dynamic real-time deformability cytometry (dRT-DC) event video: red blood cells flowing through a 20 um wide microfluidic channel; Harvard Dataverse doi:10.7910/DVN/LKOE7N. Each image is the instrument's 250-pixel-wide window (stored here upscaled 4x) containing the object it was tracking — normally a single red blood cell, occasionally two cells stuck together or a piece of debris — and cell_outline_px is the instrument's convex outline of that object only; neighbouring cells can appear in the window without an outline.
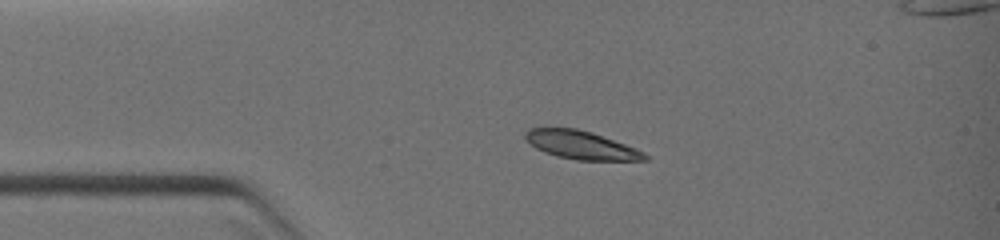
{"species": "common noctule bat (a hibernating species)", "species_latin": "Nyctalus noctula", "temperature_condition": "warm", "stored_images_in_passage": 24, "camera_frame_rate_fps": 3000, "um_per_image_px": 0.085, "animal": {"sex": "female", "body_mass_g": 19.0, "forearm_length_mm": 51.5}, "frame": {"image": 1, "passage_image": 7, "time_ms": 2.0, "image_size_px": [1000, 240], "cell_outline_px": [[648, 160], [576, 160], [556, 156], [544, 152], [536, 148], [524, 136], [524, 132], [528, 128], [576, 128], [592, 132], [636, 148], [644, 152], [648, 156]], "centroid_in_image_um": [49.4, 12.33], "position_along_channel_um": 35.6, "area_um2": 19.59}}
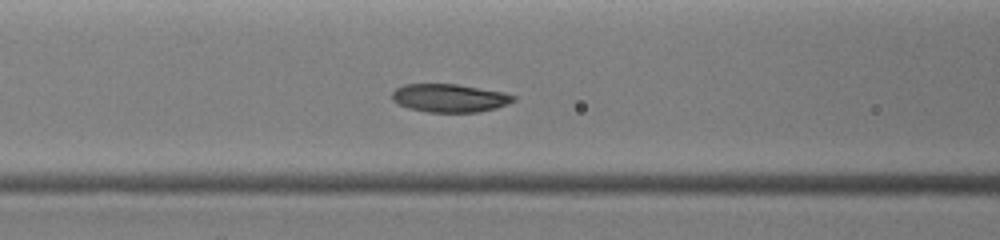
{"frame": {"image": 2, "passage_image": 15, "time_ms": 4.333, "image_size_px": [1000, 240], "cell_outline_px": [[516, 100], [508, 104], [496, 108], [480, 112], [428, 112], [408, 108], [392, 100], [392, 92], [396, 88], [404, 84], [456, 84], [504, 92], [516, 96]], "centroid_in_image_um": [38.23, 8.33], "position_along_channel_um": 128.4, "area_um2": 20.0}}
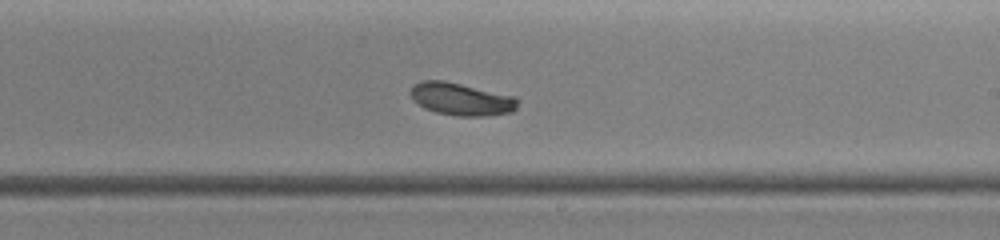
{"frame": {"image": 3, "passage_image": 24, "time_ms": 6.667, "image_size_px": [1000, 240], "cell_outline_px": [[516, 108], [512, 112], [484, 116], [456, 116], [436, 112], [424, 108], [412, 100], [408, 92], [412, 84], [420, 80], [444, 80], [516, 96]], "centroid_in_image_um": [39.13, 8.41], "position_along_channel_um": 249.9, "area_um2": 20.58}}